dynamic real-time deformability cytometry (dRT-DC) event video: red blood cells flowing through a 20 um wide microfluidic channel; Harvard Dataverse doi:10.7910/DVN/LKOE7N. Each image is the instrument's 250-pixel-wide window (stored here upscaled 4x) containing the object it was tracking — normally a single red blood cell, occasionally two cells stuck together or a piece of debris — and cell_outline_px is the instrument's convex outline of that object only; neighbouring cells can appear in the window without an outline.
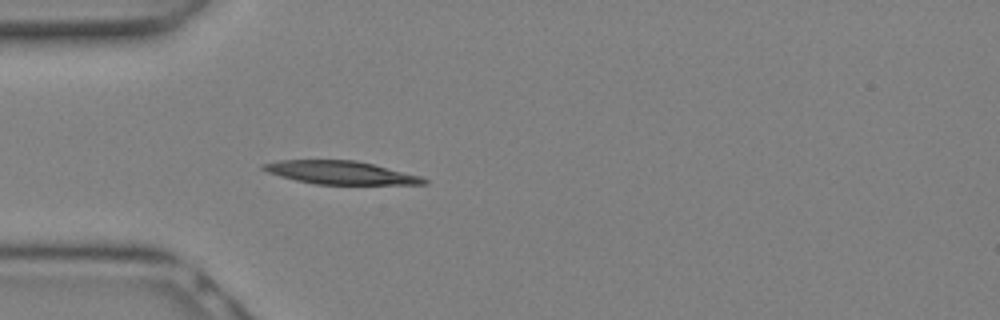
{"species": "Egyptian fruit bat (a non-hibernating species)", "species_latin": "Rousettus aegyptiacus", "temperature_condition": "warm", "stored_images_in_passage": 6, "camera_frame_rate_fps": 3000, "um_per_image_px": 0.085, "animal": {"sex": "female"}, "frame": {"image": 1, "passage_image": 4, "time_ms": 1.0, "image_size_px": [1000, 320], "cell_outline_px": [[428, 184], [316, 184], [296, 180], [280, 176], [268, 172], [260, 168], [260, 164], [280, 160], [356, 160], [420, 176], [428, 180]], "centroid_in_image_um": [28.9, 14.67], "position_along_channel_um": 56.1, "area_um2": 21.44}}